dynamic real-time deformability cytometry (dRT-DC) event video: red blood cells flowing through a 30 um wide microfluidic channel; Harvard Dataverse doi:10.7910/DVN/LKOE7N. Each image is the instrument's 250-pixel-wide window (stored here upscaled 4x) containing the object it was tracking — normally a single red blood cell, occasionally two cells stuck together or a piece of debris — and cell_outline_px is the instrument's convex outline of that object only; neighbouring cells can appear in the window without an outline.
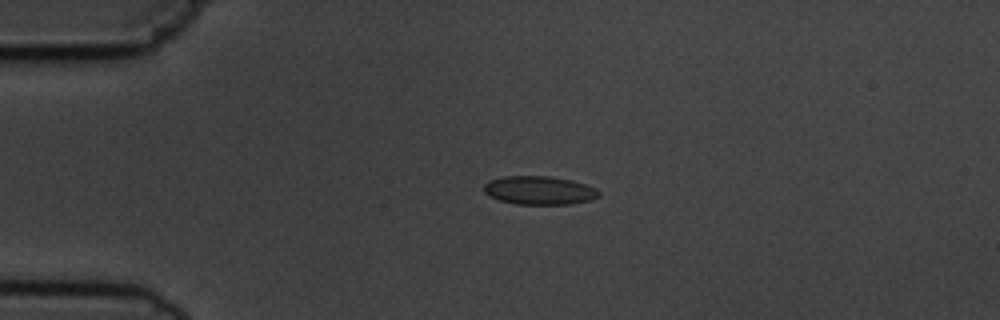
{"species": "common noctule bat (a hibernating species)", "species_latin": "Nyctalus noctula", "temperature_condition": "cold", "stored_images_in_passage": 5, "camera_frame_rate_fps": 3000, "um_per_image_px": 0.085, "animal": {"sex": "male", "body_mass_g": 19.5, "forearm_length_mm": 54.6}, "frame": {"image": 1, "passage_image": 4, "time_ms": 3.667, "image_size_px": [1000, 320], "cell_outline_px": [[600, 196], [592, 200], [572, 204], [516, 204], [500, 200], [488, 196], [484, 192], [484, 184], [488, 180], [504, 176], [548, 176], [572, 180], [596, 188], [600, 192]], "centroid_in_image_um": [45.84, 16.18], "position_along_channel_um": 39.2, "area_um2": 19.25}}